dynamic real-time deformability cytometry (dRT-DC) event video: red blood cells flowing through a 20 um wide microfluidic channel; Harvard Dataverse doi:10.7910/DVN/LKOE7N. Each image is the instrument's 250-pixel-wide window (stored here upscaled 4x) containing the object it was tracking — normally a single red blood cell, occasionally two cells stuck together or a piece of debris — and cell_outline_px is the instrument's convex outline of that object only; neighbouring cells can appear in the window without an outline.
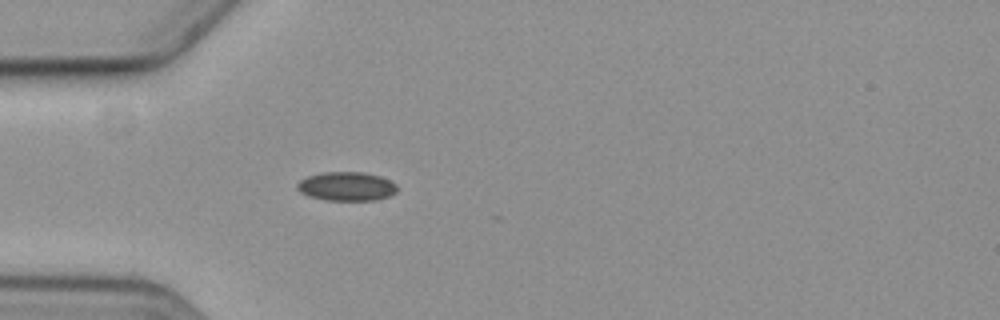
{"species": "common noctule bat (a hibernating species)", "species_latin": "Nyctalus noctula", "temperature_condition": "cold", "stored_images_in_passage": 6, "camera_frame_rate_fps": 3000, "um_per_image_px": 0.085, "animal": {"sex": "female", "body_mass_g": 19.3, "forearm_length_mm": 54.1}, "frame": {"image": 1, "passage_image": 5, "time_ms": 5.667, "image_size_px": [1000, 320], "cell_outline_px": [[396, 192], [388, 196], [376, 200], [324, 200], [308, 196], [300, 192], [296, 188], [296, 184], [300, 180], [308, 176], [324, 172], [364, 172], [380, 176], [396, 184]], "centroid_in_image_um": [29.42, 15.84], "position_along_channel_um": 55.6, "area_um2": 16.82}}